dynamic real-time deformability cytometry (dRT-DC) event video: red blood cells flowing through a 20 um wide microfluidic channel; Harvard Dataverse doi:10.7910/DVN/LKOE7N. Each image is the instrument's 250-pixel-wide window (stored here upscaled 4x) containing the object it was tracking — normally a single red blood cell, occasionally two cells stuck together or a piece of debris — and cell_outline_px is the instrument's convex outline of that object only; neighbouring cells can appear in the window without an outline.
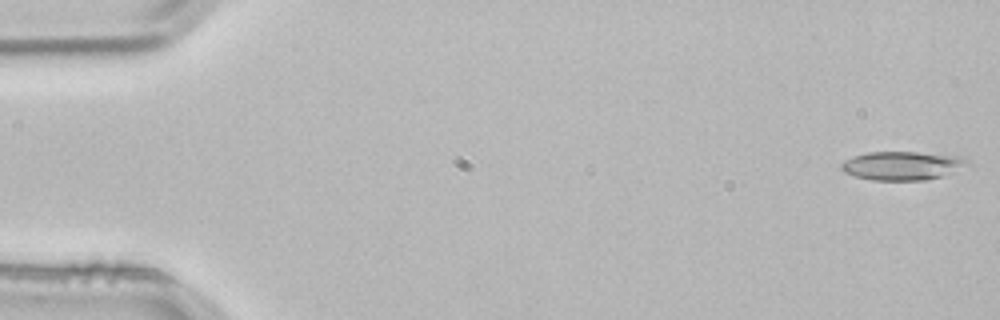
{"species": "common noctule bat (a hibernating species)", "species_latin": "Nyctalus noctula", "temperature_condition": "room temperature", "stored_images_in_passage": 5, "segment_of_instrument_passage": [2, 2], "camera_frame_rate_fps": 3000, "um_per_image_px": 0.085, "animal": {"sex": "male", "body_mass_g": 21.5, "forearm_length_mm": 52.0}, "frame": {"image": 1, "passage_image": 5, "time_ms": 1.333, "image_size_px": [1000, 320], "cell_outline_px": [[972, 164], [940, 176], [924, 180], [872, 180], [856, 176], [844, 172], [840, 168], [840, 164], [844, 160], [852, 156], [868, 152], [916, 152], [956, 156], [968, 160]], "centroid_in_image_um": [76.64, 14.07], "position_along_channel_um": 8.4, "area_um2": 20.87}}